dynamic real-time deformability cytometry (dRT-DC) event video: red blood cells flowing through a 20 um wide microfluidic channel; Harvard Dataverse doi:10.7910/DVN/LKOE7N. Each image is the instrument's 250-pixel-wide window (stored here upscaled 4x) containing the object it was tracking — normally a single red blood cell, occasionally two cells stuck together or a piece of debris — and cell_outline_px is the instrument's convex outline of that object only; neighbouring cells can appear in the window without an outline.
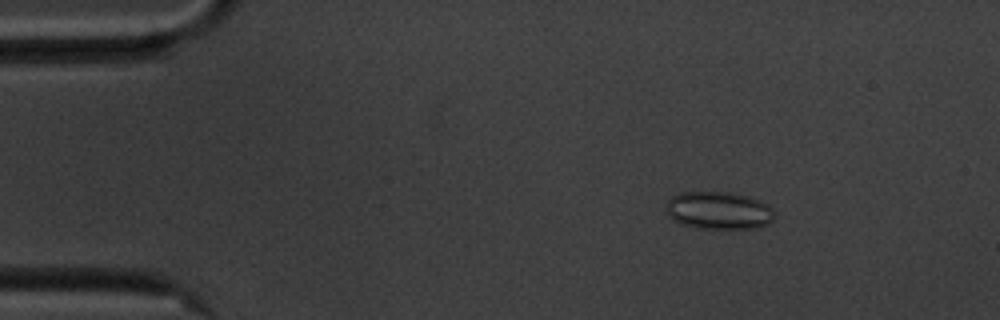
{"species": "common noctule bat (a hibernating species)", "species_latin": "Nyctalus noctula", "temperature_condition": "cold", "stored_images_in_passage": 57, "camera_frame_rate_fps": 3000, "um_per_image_px": 0.085, "animal": {"sex": "male", "body_mass_g": 20.1, "forearm_length_mm": 53.5}, "frame": {"image": 1, "passage_image": 9, "time_ms": 2.667, "image_size_px": [1000, 320], "cell_outline_px": [[776, 216], [768, 224], [756, 228], [696, 228], [680, 224], [672, 220], [668, 216], [668, 200], [672, 196], [680, 192], [728, 192], [748, 196], [768, 204], [776, 212]], "centroid_in_image_um": [61.11, 17.89], "position_along_channel_um": 23.9, "area_um2": 23.93}}
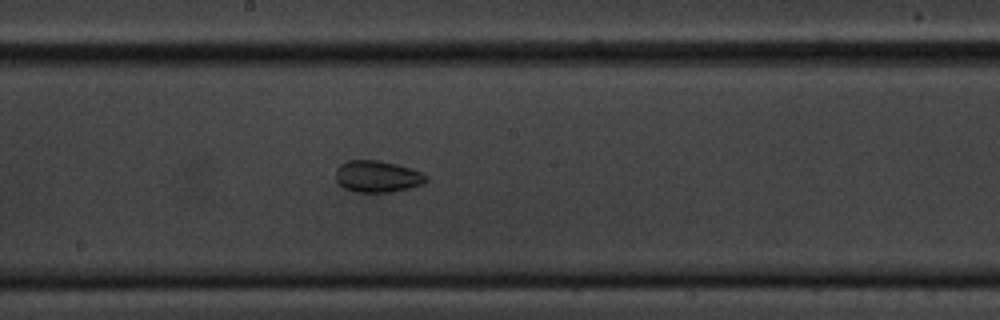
{"frame": {"image": 2, "passage_image": 31, "time_ms": 10.0, "image_size_px": [1000, 320], "cell_outline_px": [[428, 180], [424, 184], [392, 192], [356, 192], [344, 188], [336, 180], [336, 168], [340, 164], [348, 160], [380, 160], [412, 168], [428, 176]], "centroid_in_image_um": [32.09, 14.99], "position_along_channel_um": 216.1, "area_um2": 16.82}}
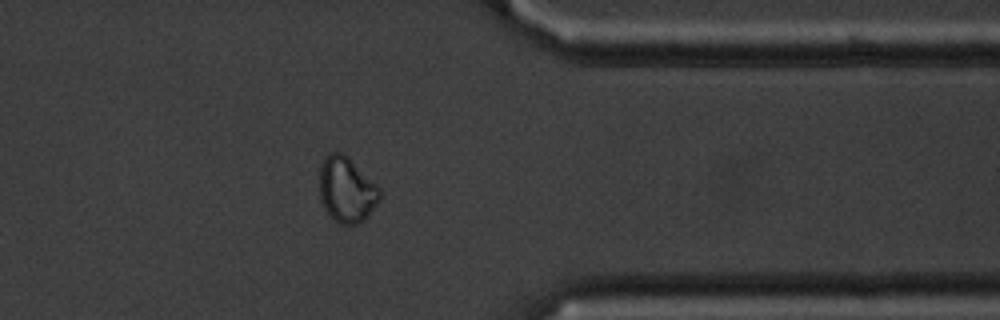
{"frame": {"image": 3, "passage_image": 46, "time_ms": 15.0, "image_size_px": [1000, 320], "cell_outline_px": [[380, 200], [368, 216], [364, 220], [356, 224], [340, 224], [324, 208], [320, 200], [320, 168], [324, 160], [332, 152], [344, 152], [380, 188]], "centroid_in_image_um": [29.48, 16.13], "position_along_channel_um": 381.9, "area_um2": 22.77}, "authors_computed_cell_mechanics": {"area_um2": 21.4438, "velocity_mm_per_s": 3.5262, "shape_relaxation_time_tau1_ms": null, "shape_relaxation_time_tau2_ms": 3.6395, "deformation_change_tau1": null, "deformation_change_tau2": 0.0753}}